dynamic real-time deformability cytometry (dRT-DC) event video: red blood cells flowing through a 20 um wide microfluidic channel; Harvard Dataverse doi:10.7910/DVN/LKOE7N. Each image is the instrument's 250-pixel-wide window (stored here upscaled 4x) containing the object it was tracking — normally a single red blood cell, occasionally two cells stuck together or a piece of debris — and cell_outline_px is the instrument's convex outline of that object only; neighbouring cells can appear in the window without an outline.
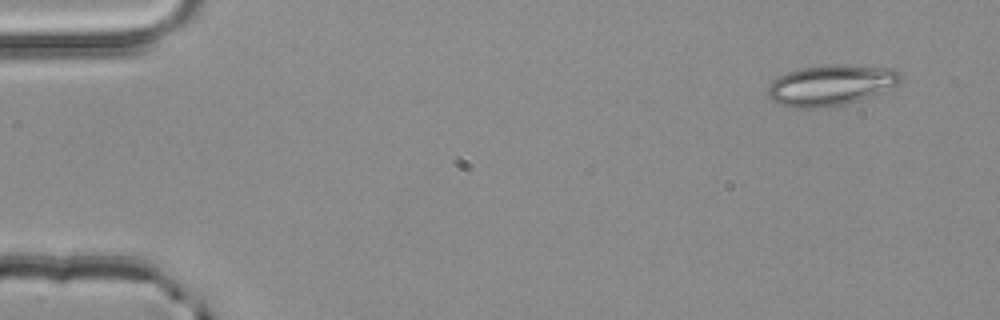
{"species": "common noctule bat (a hibernating species)", "species_latin": "Nyctalus noctula", "temperature_condition": "room temperature", "stored_images_in_passage": 3, "camera_frame_rate_fps": 3000, "um_per_image_px": 0.085, "animal": {"sex": "male", "body_mass_g": 20.4}, "frame": {"image": 1, "passage_image": 1, "time_ms": 0.0, "image_size_px": [1000, 320], "cell_outline_px": [[900, 84], [880, 92], [844, 104], [828, 108], [796, 108], [780, 104], [772, 100], [768, 96], [768, 88], [772, 80], [788, 72], [800, 68], [828, 64], [844, 64], [892, 68], [900, 72]], "centroid_in_image_um": [70.61, 7.23], "position_along_channel_um": 14.4, "area_um2": 31.44}}